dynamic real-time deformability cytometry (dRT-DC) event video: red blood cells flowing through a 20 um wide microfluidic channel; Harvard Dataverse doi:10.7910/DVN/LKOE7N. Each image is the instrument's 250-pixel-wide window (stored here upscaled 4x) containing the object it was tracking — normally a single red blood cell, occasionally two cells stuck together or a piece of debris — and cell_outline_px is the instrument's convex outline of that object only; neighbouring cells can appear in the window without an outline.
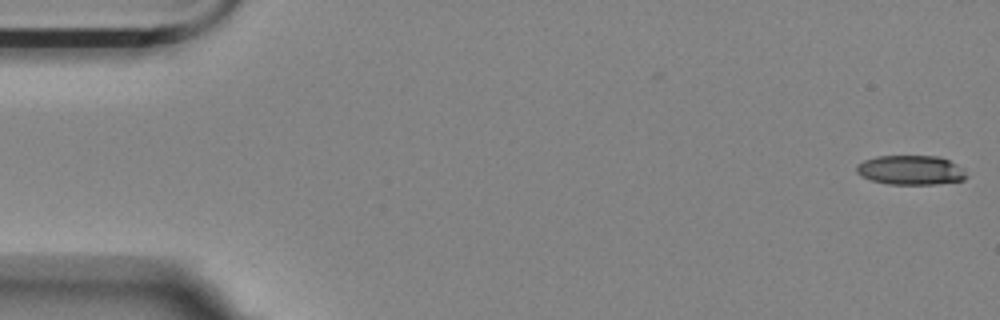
{"species": "Egyptian fruit bat (a non-hibernating species)", "species_latin": "Rousettus aegyptiacus", "temperature_condition": "room temperature", "stored_images_in_passage": 2, "camera_frame_rate_fps": 3000, "um_per_image_px": 0.085, "animal": {"sex": "female"}, "frame": {"image": 1, "passage_image": 2, "time_ms": 0.333, "image_size_px": [1000, 320], "cell_outline_px": [[968, 176], [964, 180], [936, 184], [888, 184], [872, 180], [856, 172], [856, 168], [864, 160], [876, 156], [936, 156], [948, 160], [964, 168]], "centroid_in_image_um": [77.46, 14.46], "position_along_channel_um": 7.5, "area_um2": 18.73}}